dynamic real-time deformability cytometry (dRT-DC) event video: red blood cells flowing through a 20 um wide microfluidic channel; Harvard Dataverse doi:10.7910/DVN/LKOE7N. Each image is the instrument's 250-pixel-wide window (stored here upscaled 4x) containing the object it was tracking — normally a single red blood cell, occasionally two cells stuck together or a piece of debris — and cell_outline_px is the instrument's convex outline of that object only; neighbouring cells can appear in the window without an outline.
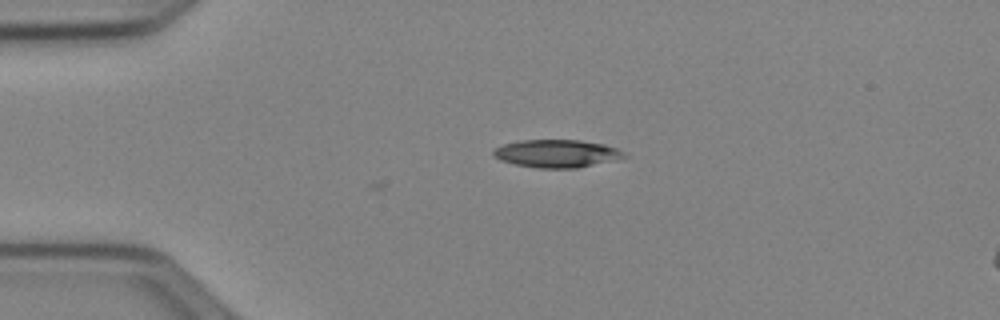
{"species": "Egyptian fruit bat (a non-hibernating species)", "species_latin": "Rousettus aegyptiacus", "temperature_condition": "cold", "stored_images_in_passage": 2, "camera_frame_rate_fps": 3000, "um_per_image_px": 0.085, "animal": {"sex": "female"}, "frame": {"image": 1, "passage_image": 1, "time_ms": 0.0, "image_size_px": [1000, 320], "cell_outline_px": [[628, 156], [576, 168], [536, 168], [516, 164], [500, 160], [492, 156], [492, 152], [496, 148], [504, 144], [520, 140], [580, 140], [604, 144], [616, 148], [624, 152]], "centroid_in_image_um": [47.28, 13.04], "position_along_channel_um": 37.7, "area_um2": 20.98}}